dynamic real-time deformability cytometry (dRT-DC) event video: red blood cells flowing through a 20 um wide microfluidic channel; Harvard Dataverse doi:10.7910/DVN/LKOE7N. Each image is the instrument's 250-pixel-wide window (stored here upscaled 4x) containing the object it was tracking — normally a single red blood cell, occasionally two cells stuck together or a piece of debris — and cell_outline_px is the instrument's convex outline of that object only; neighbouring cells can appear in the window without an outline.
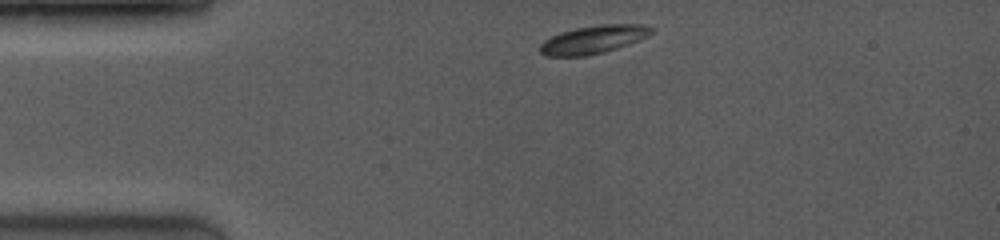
{"species": "common noctule bat (a hibernating species)", "species_latin": "Nyctalus noctula", "temperature_condition": "room temperature", "stored_images_in_passage": 7, "camera_frame_rate_fps": 3500, "um_per_image_px": 0.085, "animal": {"sex": "female", "body_mass_g": 19.0, "forearm_length_mm": 53.3}, "frame": {"image": 1, "passage_image": 1, "time_ms": 0.0, "image_size_px": [1000, 240], "cell_outline_px": [[656, 28], [648, 36], [628, 44], [604, 52], [588, 56], [548, 56], [540, 52], [540, 44], [544, 40], [560, 32], [576, 28], [604, 24], [640, 24]], "centroid_in_image_um": [50.44, 3.36], "position_along_channel_um": 34.6, "area_um2": 18.15}}
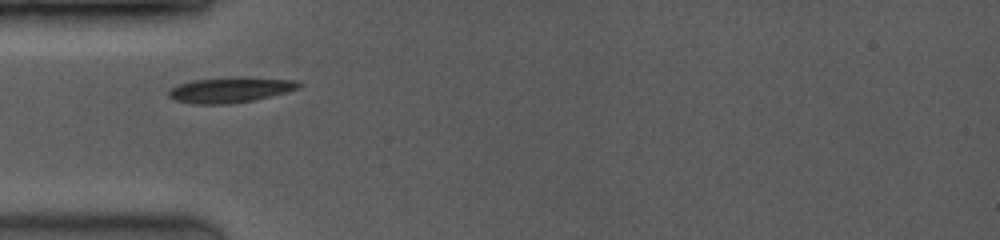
{"frame": {"image": 2, "passage_image": 5, "time_ms": 1.714, "image_size_px": [1000, 240], "cell_outline_px": [[304, 84], [300, 88], [252, 100], [232, 104], [192, 104], [176, 100], [168, 96], [168, 92], [172, 88], [180, 84], [196, 80], [236, 76], [244, 76], [296, 80]], "centroid_in_image_um": [19.62, 7.62], "position_along_channel_um": 65.4, "area_um2": 19.31}}